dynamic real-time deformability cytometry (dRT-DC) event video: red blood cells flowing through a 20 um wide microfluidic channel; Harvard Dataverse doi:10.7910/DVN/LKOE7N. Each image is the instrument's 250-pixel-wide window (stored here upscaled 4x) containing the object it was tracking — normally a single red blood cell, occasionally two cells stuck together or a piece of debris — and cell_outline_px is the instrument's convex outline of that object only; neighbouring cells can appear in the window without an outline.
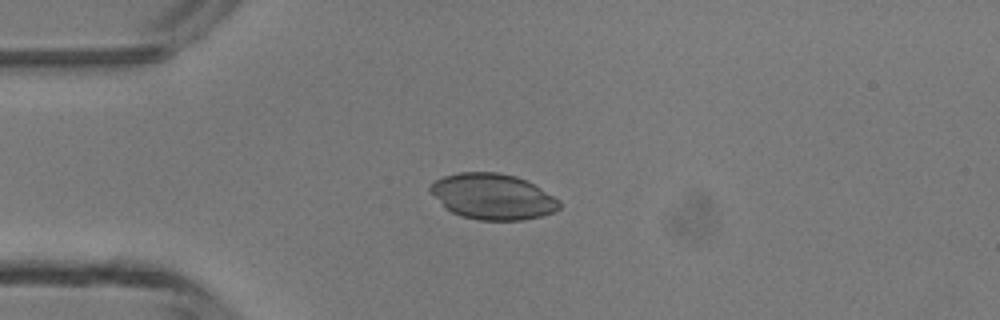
{"species": "common noctule bat (a hibernating species)", "species_latin": "Nyctalus noctula", "temperature_condition": "room temperature", "stored_images_in_passage": 3, "camera_frame_rate_fps": 3000, "um_per_image_px": 0.085, "animal": {"sex": "male", "body_mass_g": 13.3}, "frame": {"image": 1, "passage_image": 2, "time_ms": 1.333, "image_size_px": [1000, 320], "cell_outline_px": [[560, 208], [552, 212], [540, 216], [520, 220], [476, 220], [460, 216], [452, 212], [428, 188], [436, 180], [444, 176], [460, 172], [496, 172], [516, 176], [540, 188], [560, 200]], "centroid_in_image_um": [41.9, 16.71], "position_along_channel_um": 43.1, "area_um2": 33.87}}